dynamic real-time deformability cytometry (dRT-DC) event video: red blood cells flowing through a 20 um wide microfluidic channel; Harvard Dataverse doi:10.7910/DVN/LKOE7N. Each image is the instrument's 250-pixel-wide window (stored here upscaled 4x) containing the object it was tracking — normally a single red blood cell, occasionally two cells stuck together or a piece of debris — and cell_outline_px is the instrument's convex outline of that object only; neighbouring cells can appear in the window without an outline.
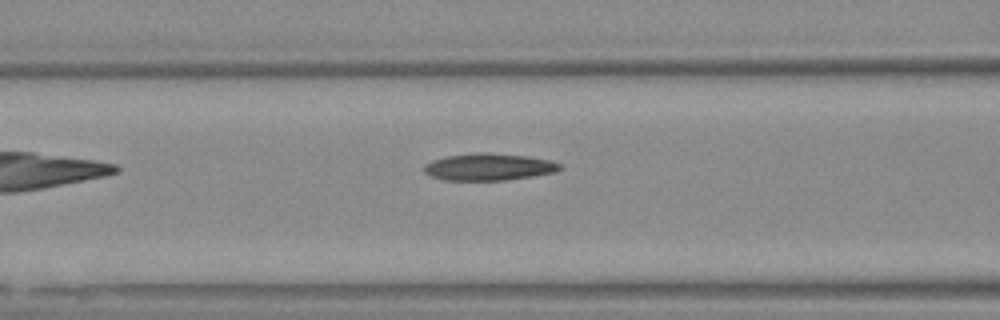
{"species": "Egyptian fruit bat (a non-hibernating species)", "species_latin": "Rousettus aegyptiacus", "temperature_condition": "warm", "stored_images_in_passage": 26, "camera_frame_rate_fps": 3000, "um_per_image_px": 0.085, "animal": {"sex": "female"}, "frame": {"image": 1, "passage_image": 5, "time_ms": 1.333, "image_size_px": [1000, 320], "cell_outline_px": [[564, 168], [556, 172], [532, 176], [504, 180], [448, 180], [432, 176], [424, 172], [424, 164], [432, 160], [444, 156], [480, 152], [488, 152], [528, 156], [548, 160], [560, 164]], "centroid_in_image_um": [41.55, 14.18], "position_along_channel_um": 125.0, "area_um2": 21.39}}
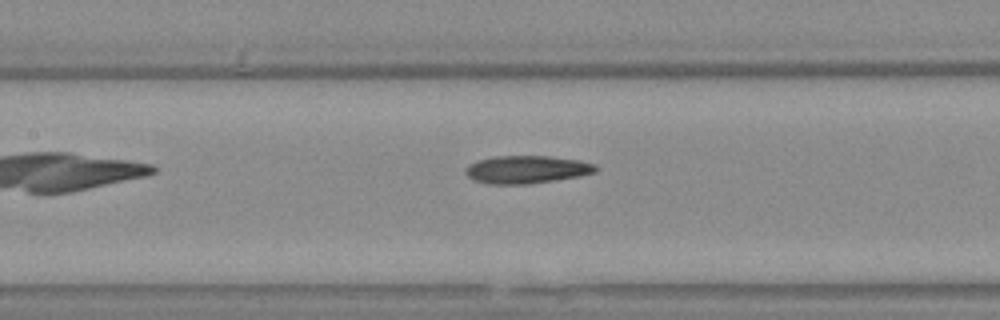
{"frame": {"image": 2, "passage_image": 8, "time_ms": 2.333, "image_size_px": [1000, 320], "cell_outline_px": [[596, 172], [580, 176], [528, 184], [488, 184], [472, 180], [464, 172], [464, 168], [468, 164], [476, 160], [492, 156], [548, 156], [580, 160], [596, 164]], "centroid_in_image_um": [44.71, 14.4], "position_along_channel_um": 162.7, "area_um2": 21.33}}
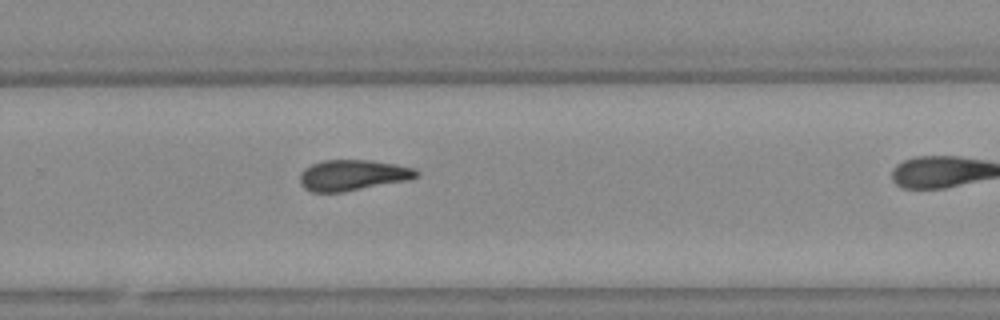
{"frame": {"image": 3, "passage_image": 19, "time_ms": 6.0, "image_size_px": [1000, 320], "cell_outline_px": [[420, 172], [416, 176], [408, 180], [340, 192], [312, 192], [304, 188], [300, 184], [300, 172], [304, 168], [312, 164], [324, 160], [372, 160], [396, 164], [416, 168]], "centroid_in_image_um": [29.97, 14.88], "position_along_channel_um": 299.8, "area_um2": 20.87}}